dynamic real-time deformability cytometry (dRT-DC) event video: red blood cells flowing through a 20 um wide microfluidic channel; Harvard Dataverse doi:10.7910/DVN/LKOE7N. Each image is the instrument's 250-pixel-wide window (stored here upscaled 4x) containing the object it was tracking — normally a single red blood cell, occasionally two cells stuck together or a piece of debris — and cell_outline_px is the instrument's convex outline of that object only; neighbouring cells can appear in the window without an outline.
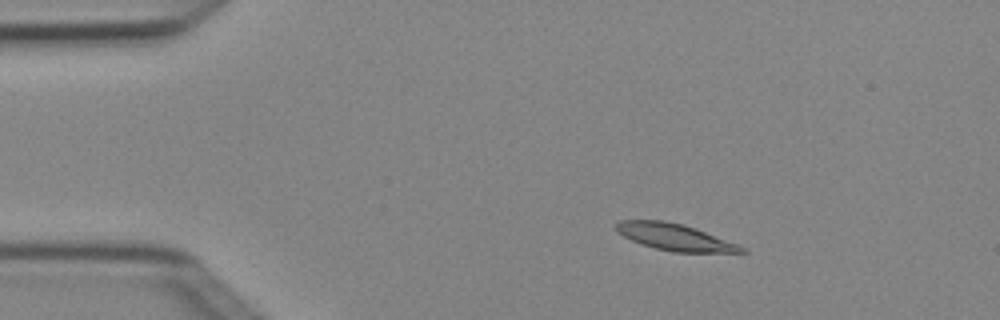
{"species": "Egyptian fruit bat (a non-hibernating species)", "species_latin": "Rousettus aegyptiacus", "temperature_condition": "cold", "stored_images_in_passage": 5, "camera_frame_rate_fps": 3000, "um_per_image_px": 0.085, "animal": {"sex": "female"}, "frame": {"image": 1, "passage_image": 3, "time_ms": 0.667, "image_size_px": [1000, 320], "cell_outline_px": [[748, 252], [672, 252], [640, 244], [616, 232], [612, 228], [612, 224], [620, 220], [664, 220], [684, 224], [696, 228], [736, 244], [744, 248]], "centroid_in_image_um": [57.25, 20.13], "position_along_channel_um": 27.8, "area_um2": 19.54}}
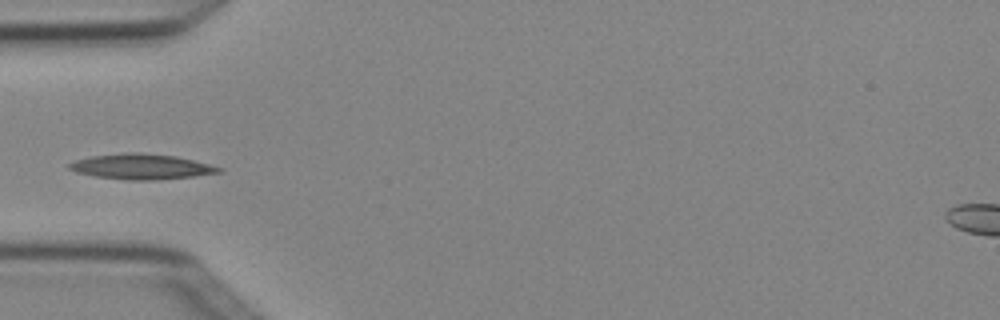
{"frame": {"image": 2, "passage_image": 5, "time_ms": 1.333, "image_size_px": [1000, 320], "cell_outline_px": [[224, 172], [192, 176], [156, 180], [128, 180], [96, 176], [76, 172], [68, 168], [68, 164], [76, 160], [92, 156], [124, 152], [140, 152], [176, 156], [224, 168]], "centroid_in_image_um": [12.03, 14.16], "position_along_channel_um": 73.0, "area_um2": 22.02}}